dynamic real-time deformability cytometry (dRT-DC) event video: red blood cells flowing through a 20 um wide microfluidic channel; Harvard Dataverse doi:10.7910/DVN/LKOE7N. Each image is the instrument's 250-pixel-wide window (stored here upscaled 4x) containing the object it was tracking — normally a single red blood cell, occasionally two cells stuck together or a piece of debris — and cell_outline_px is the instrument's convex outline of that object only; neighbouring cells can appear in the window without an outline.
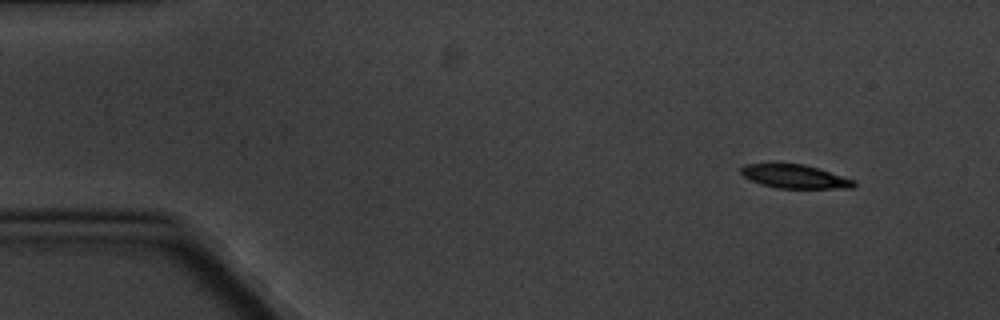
{"species": "common noctule bat (a hibernating species)", "species_latin": "Nyctalus noctula", "temperature_condition": "cold", "stored_images_in_passage": 4, "camera_frame_rate_fps": 3000, "um_per_image_px": 0.085, "animal": {"sex": "male", "body_mass_g": 20.1, "forearm_length_mm": 53.5}, "frame": {"image": 1, "passage_image": 1, "time_ms": 0.0, "image_size_px": [1000, 320], "cell_outline_px": [[856, 184], [852, 188], [776, 188], [760, 184], [744, 176], [740, 172], [740, 168], [744, 164], [804, 164], [856, 180]], "centroid_in_image_um": [67.56, 15.01], "position_along_channel_um": 17.4, "area_um2": 15.43}}
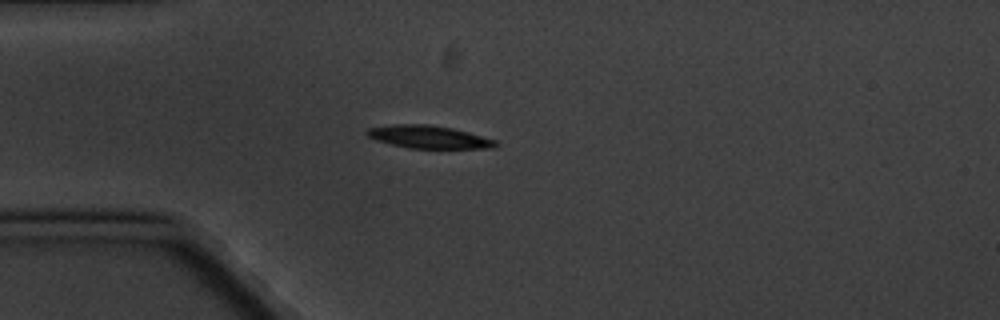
{"frame": {"image": 2, "passage_image": 4, "time_ms": 3.333, "image_size_px": [1000, 320], "cell_outline_px": [[500, 144], [496, 148], [408, 148], [376, 140], [368, 136], [364, 132], [368, 128], [396, 124], [428, 124], [452, 128], [468, 132], [496, 140]], "centroid_in_image_um": [36.47, 11.64], "position_along_channel_um": 48.5, "area_um2": 17.05}}